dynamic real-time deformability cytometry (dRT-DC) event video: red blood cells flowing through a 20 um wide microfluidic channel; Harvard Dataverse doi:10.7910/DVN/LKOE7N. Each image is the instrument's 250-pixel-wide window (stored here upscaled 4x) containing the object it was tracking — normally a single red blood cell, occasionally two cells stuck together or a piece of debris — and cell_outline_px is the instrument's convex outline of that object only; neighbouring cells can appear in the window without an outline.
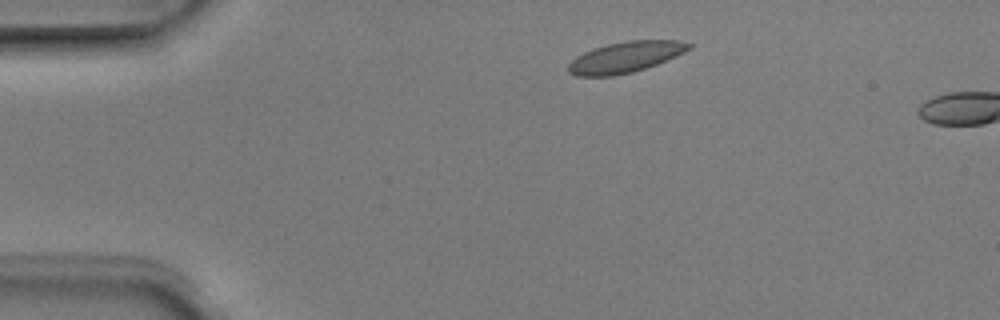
{"species": "Egyptian fruit bat (a non-hibernating species)", "species_latin": "Rousettus aegyptiacus", "temperature_condition": "room temperature", "stored_images_in_passage": 3, "camera_frame_rate_fps": 3000, "um_per_image_px": 0.085, "animal": {"sex": "male"}, "frame": {"image": 1, "passage_image": 2, "time_ms": 0.333, "image_size_px": [1000, 320], "cell_outline_px": [[692, 48], [676, 56], [656, 64], [632, 72], [612, 76], [576, 76], [568, 72], [568, 64], [576, 56], [584, 52], [608, 44], [628, 40], [680, 40], [692, 44]], "centroid_in_image_um": [53.16, 4.85], "position_along_channel_um": 31.8, "area_um2": 21.56}}